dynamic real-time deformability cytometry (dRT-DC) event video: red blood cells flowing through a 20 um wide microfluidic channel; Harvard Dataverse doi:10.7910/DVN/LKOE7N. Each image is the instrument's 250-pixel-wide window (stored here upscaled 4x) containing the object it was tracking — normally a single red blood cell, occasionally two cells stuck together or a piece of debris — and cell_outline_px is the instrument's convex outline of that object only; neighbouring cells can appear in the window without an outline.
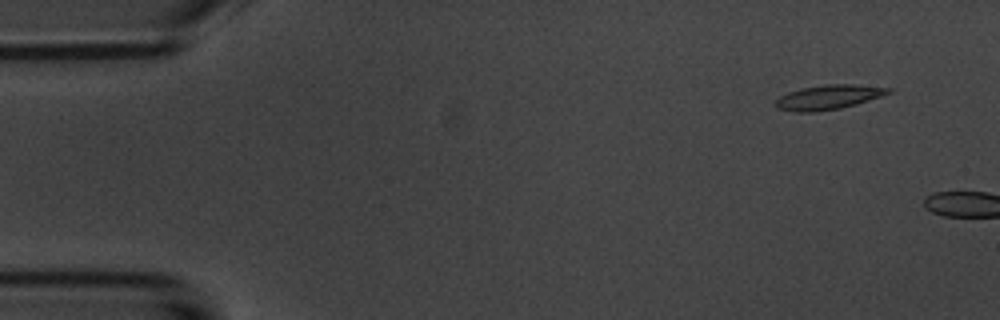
{"species": "common noctule bat (a hibernating species)", "species_latin": "Nyctalus noctula", "temperature_condition": "room temperature", "stored_images_in_passage": 2, "camera_frame_rate_fps": 3000, "um_per_image_px": 0.085, "animal": {"sex": "male", "body_mass_g": 20.1, "forearm_length_mm": 53.5}, "frame": {"image": 1, "passage_image": 1, "time_ms": 0.0, "image_size_px": [1000, 320], "cell_outline_px": [[892, 92], [856, 104], [840, 108], [816, 112], [796, 112], [776, 108], [776, 100], [780, 96], [788, 92], [800, 88], [828, 84], [856, 84], [892, 88]], "centroid_in_image_um": [70.41, 8.25], "position_along_channel_um": 14.6, "area_um2": 16.07}}